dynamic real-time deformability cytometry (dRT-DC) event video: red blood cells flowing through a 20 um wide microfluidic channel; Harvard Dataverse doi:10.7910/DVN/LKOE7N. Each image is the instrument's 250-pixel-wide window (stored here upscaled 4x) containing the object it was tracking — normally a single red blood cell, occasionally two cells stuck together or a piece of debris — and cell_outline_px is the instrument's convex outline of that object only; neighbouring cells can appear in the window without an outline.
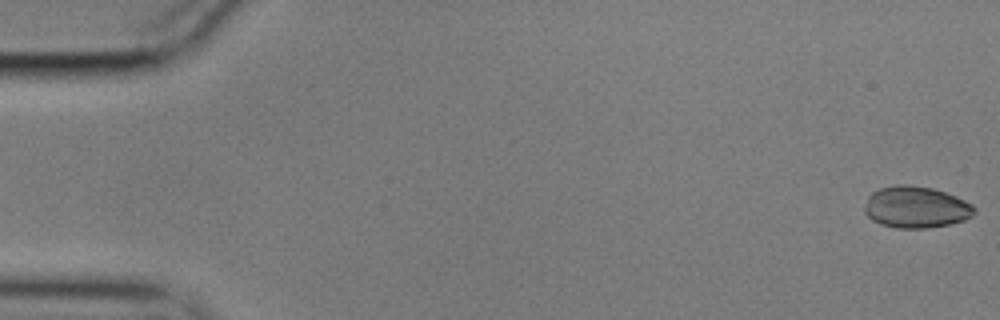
{"species": "common noctule bat (a hibernating species)", "species_latin": "Nyctalus noctula", "temperature_condition": "cold", "stored_images_in_passage": 56, "camera_frame_rate_fps": 3000, "um_per_image_px": 0.085, "animal": {"sex": "male", "body_mass_g": 17.9}, "frame": {"image": 1, "passage_image": 1, "time_ms": 0.0, "image_size_px": [1000, 320], "cell_outline_px": [[976, 212], [972, 216], [964, 220], [948, 224], [928, 228], [896, 228], [880, 224], [872, 220], [864, 212], [864, 208], [868, 196], [872, 192], [880, 188], [896, 184], [908, 184], [932, 188], [956, 196], [972, 204], [976, 208]], "centroid_in_image_um": [77.85, 17.6], "position_along_channel_um": 7.1, "area_um2": 26.76}}
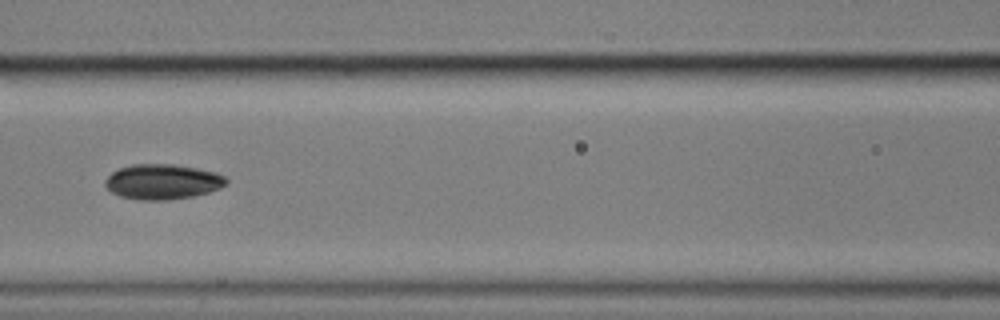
{"frame": {"image": 2, "passage_image": 25, "time_ms": 8.0, "image_size_px": [1000, 320], "cell_outline_px": [[228, 184], [220, 188], [208, 192], [192, 196], [168, 200], [140, 200], [120, 196], [112, 192], [104, 184], [104, 180], [112, 172], [120, 168], [132, 164], [172, 164], [196, 168], [216, 172], [224, 176], [228, 180]], "centroid_in_image_um": [13.82, 15.44], "position_along_channel_um": 152.8, "area_um2": 24.8}}
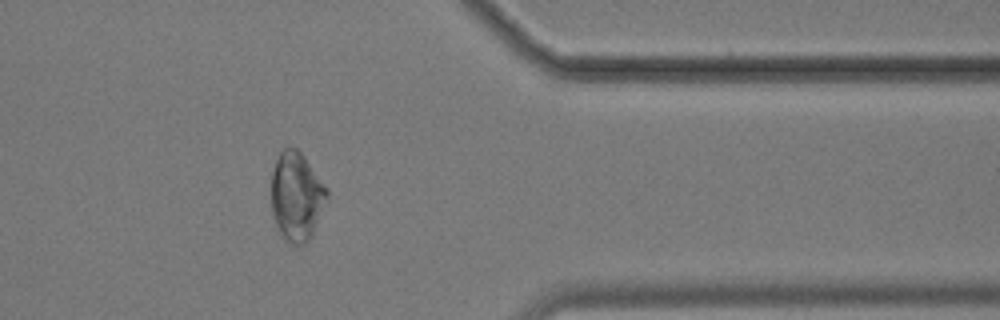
{"frame": {"image": 3, "passage_image": 46, "time_ms": 15.0, "image_size_px": [1000, 320], "cell_outline_px": [[328, 196], [312, 232], [308, 240], [304, 244], [292, 244], [276, 228], [272, 216], [272, 172], [276, 160], [280, 152], [284, 148], [296, 148], [304, 156], [328, 188]], "centroid_in_image_um": [25.19, 16.67], "position_along_channel_um": 386.2, "area_um2": 28.32}, "authors_computed_cell_mechanics": {"area_um2": 26.0389, "velocity_mm_per_s": 3.5519, "shape_relaxation_time_tau1_ms": 5.4486, "shape_relaxation_time_tau2_ms": 2.966, "deformation_change_tau1": 0.1309, "deformation_change_tau2": 0.0557}}